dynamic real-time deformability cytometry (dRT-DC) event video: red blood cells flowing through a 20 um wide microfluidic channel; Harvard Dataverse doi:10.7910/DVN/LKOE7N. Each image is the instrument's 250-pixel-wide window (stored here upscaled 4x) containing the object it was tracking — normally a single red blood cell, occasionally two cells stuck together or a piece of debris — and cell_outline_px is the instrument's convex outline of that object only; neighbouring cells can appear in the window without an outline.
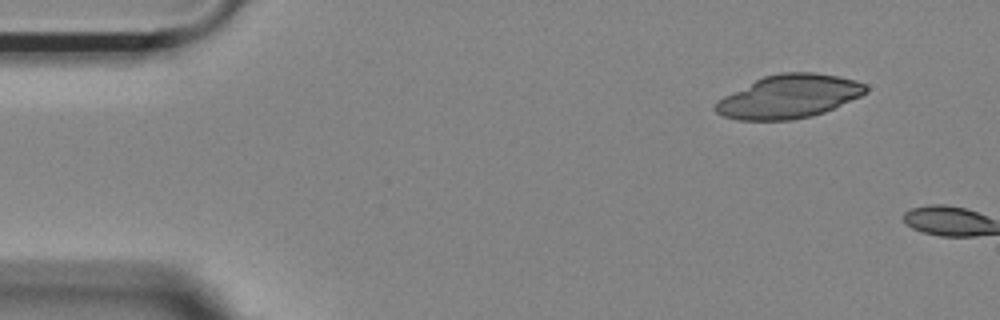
{"species": "Egyptian fruit bat (a non-hibernating species)", "species_latin": "Rousettus aegyptiacus", "temperature_condition": "room temperature", "stored_images_in_passage": 3, "camera_frame_rate_fps": 3000, "um_per_image_px": 0.085, "animal": {"sex": "female"}, "frame": {"image": 1, "passage_image": 1, "time_ms": 0.0, "image_size_px": [1000, 320], "cell_outline_px": [[868, 92], [860, 96], [824, 112], [812, 116], [792, 120], [736, 120], [724, 116], [716, 112], [712, 108], [716, 100], [764, 76], [780, 72], [816, 72], [856, 80], [864, 84], [868, 88]], "centroid_in_image_um": [67.04, 8.21], "position_along_channel_um": 18.0, "area_um2": 37.97}}